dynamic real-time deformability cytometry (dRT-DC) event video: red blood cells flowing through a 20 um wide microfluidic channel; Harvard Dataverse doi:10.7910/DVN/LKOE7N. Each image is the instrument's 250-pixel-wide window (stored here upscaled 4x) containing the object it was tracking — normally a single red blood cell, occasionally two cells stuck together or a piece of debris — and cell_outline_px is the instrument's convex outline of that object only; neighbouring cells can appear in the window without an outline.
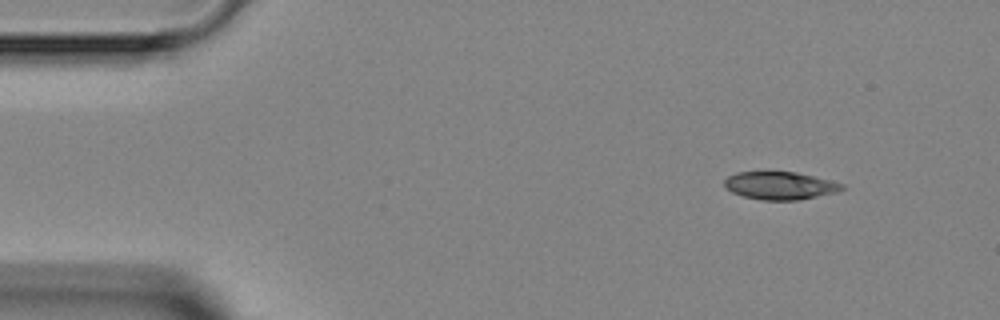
{"species": "Egyptian fruit bat (a non-hibernating species)", "species_latin": "Rousettus aegyptiacus", "temperature_condition": "room temperature", "stored_images_in_passage": 3, "camera_frame_rate_fps": 3000, "um_per_image_px": 0.085, "animal": {"sex": "female"}, "frame": {"image": 1, "passage_image": 1, "time_ms": 0.0, "image_size_px": [1000, 320], "cell_outline_px": [[844, 188], [836, 192], [800, 200], [764, 200], [744, 196], [732, 192], [724, 188], [724, 180], [728, 176], [736, 172], [796, 172], [844, 184]], "centroid_in_image_um": [66.27, 15.78], "position_along_channel_um": 18.7, "area_um2": 18.9}}